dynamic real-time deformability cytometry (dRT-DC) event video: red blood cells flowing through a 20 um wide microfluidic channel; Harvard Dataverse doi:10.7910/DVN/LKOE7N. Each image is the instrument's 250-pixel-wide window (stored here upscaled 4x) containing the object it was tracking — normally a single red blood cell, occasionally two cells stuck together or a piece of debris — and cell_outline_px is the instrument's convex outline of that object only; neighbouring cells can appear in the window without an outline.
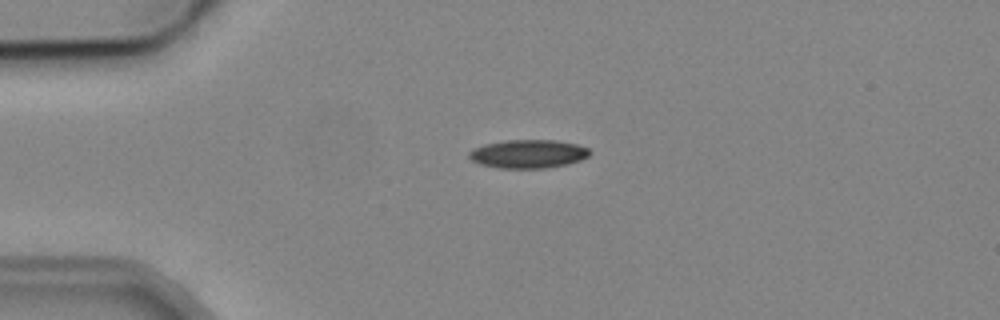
{"species": "common noctule bat (a hibernating species)", "species_latin": "Nyctalus noctula", "temperature_condition": "cold", "stored_images_in_passage": 5, "camera_frame_rate_fps": 3000, "um_per_image_px": 0.085, "animal": {"sex": "male", "body_mass_g": 19.2, "forearm_length_mm": 51.8}, "frame": {"image": 1, "passage_image": 4, "time_ms": 3.333, "image_size_px": [1000, 320], "cell_outline_px": [[592, 152], [588, 156], [580, 160], [568, 164], [548, 168], [500, 168], [480, 164], [472, 160], [468, 156], [468, 152], [484, 144], [504, 140], [556, 140], [576, 144], [588, 148]], "centroid_in_image_um": [44.91, 13.08], "position_along_channel_um": 40.1, "area_um2": 20.06}}